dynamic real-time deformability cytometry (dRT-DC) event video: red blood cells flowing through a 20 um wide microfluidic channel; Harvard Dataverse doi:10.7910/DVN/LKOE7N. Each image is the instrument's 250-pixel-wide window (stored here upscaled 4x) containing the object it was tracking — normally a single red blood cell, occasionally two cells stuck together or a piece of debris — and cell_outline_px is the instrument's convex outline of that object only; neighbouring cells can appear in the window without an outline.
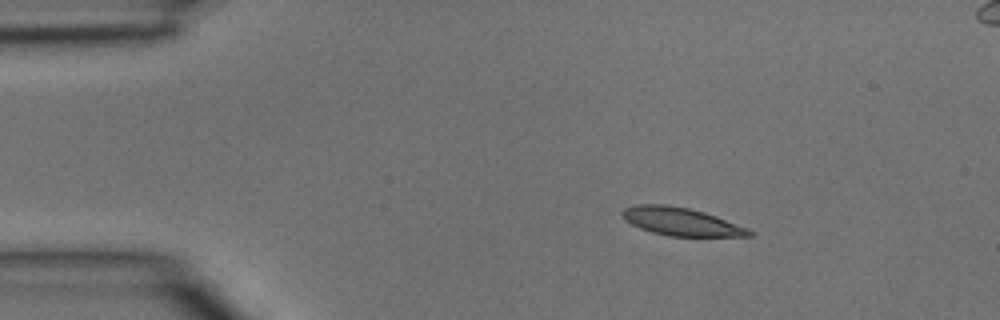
{"species": "common noctule bat (a hibernating species)", "species_latin": "Nyctalus noctula", "temperature_condition": "room temperature", "stored_images_in_passage": 3, "camera_frame_rate_fps": 3000, "um_per_image_px": 0.085, "animal": {"sex": "male", "body_mass_g": 15.6}, "frame": {"image": 1, "passage_image": 1, "time_ms": 0.0, "image_size_px": [1000, 320], "cell_outline_px": [[752, 236], [668, 236], [652, 232], [640, 228], [624, 220], [620, 212], [624, 208], [636, 204], [664, 204], [688, 208], [704, 212], [716, 216], [748, 228], [752, 232]], "centroid_in_image_um": [57.85, 18.83], "position_along_channel_um": 27.1, "area_um2": 20.63}}